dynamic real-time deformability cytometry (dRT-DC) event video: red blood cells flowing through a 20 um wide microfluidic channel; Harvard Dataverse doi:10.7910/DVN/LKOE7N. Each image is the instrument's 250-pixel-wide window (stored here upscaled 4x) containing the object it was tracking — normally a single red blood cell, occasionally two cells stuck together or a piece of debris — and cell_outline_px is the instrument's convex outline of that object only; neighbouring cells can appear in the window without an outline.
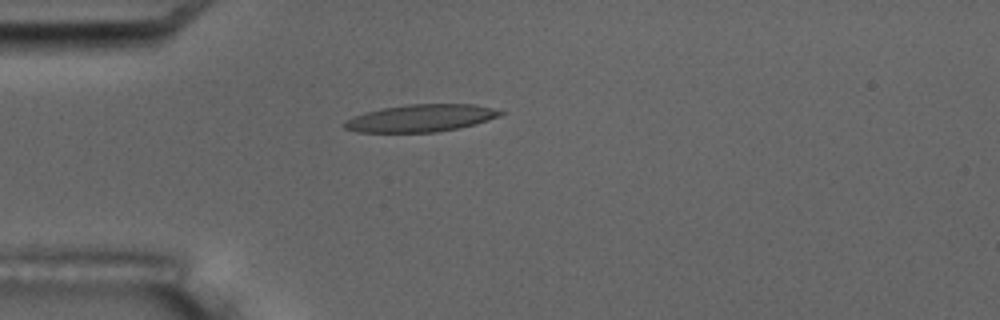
{"species": "common noctule bat (a hibernating species)", "species_latin": "Nyctalus noctula", "temperature_condition": "room temperature", "stored_images_in_passage": 1, "camera_frame_rate_fps": 3000, "um_per_image_px": 0.085, "animal": {"sex": "male", "body_mass_g": 17.5, "forearm_length_mm": 52.3}, "frame": {"image": 1, "passage_image": 1, "time_ms": 0.0, "image_size_px": [1000, 320], "cell_outline_px": [[504, 112], [500, 116], [488, 120], [456, 128], [436, 132], [356, 132], [344, 128], [344, 120], [352, 116], [364, 112], [384, 108], [408, 104], [472, 104], [492, 108]], "centroid_in_image_um": [35.71, 10.04], "position_along_channel_um": 49.3, "area_um2": 24.62}}